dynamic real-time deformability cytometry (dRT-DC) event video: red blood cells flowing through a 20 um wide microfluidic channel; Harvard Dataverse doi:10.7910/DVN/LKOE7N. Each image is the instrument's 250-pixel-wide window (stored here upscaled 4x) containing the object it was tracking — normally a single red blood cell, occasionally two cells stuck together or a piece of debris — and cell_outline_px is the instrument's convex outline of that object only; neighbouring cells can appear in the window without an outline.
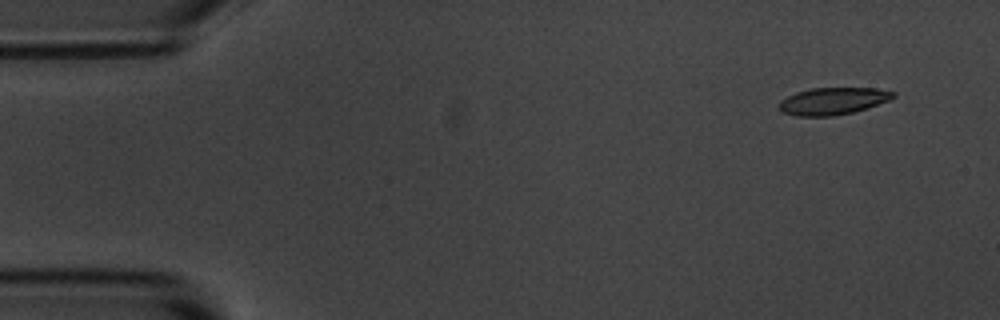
{"species": "common noctule bat (a hibernating species)", "species_latin": "Nyctalus noctula", "temperature_condition": "room temperature", "stored_images_in_passage": 4, "camera_frame_rate_fps": 3000, "um_per_image_px": 0.085, "animal": {"sex": "male", "body_mass_g": 20.1, "forearm_length_mm": 53.5}, "frame": {"image": 1, "passage_image": 1, "time_ms": 0.0, "image_size_px": [1000, 320], "cell_outline_px": [[896, 96], [888, 100], [868, 108], [852, 112], [832, 116], [796, 116], [784, 112], [776, 104], [780, 100], [796, 92], [812, 88], [876, 88], [896, 92]], "centroid_in_image_um": [70.79, 8.58], "position_along_channel_um": 14.2, "area_um2": 18.03}}
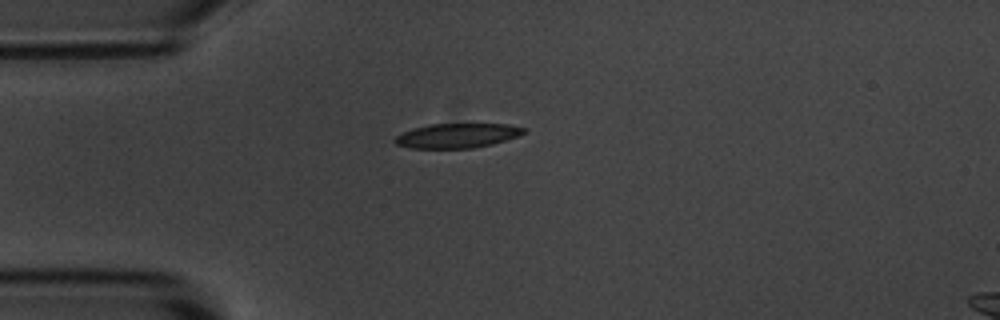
{"frame": {"image": 2, "passage_image": 4, "time_ms": 3.333, "image_size_px": [1000, 320], "cell_outline_px": [[528, 128], [524, 132], [516, 136], [492, 144], [472, 148], [408, 148], [396, 144], [392, 140], [396, 136], [404, 132], [416, 128], [432, 124], [508, 124]], "centroid_in_image_um": [38.85, 11.53], "position_along_channel_um": 46.1, "area_um2": 18.21}}